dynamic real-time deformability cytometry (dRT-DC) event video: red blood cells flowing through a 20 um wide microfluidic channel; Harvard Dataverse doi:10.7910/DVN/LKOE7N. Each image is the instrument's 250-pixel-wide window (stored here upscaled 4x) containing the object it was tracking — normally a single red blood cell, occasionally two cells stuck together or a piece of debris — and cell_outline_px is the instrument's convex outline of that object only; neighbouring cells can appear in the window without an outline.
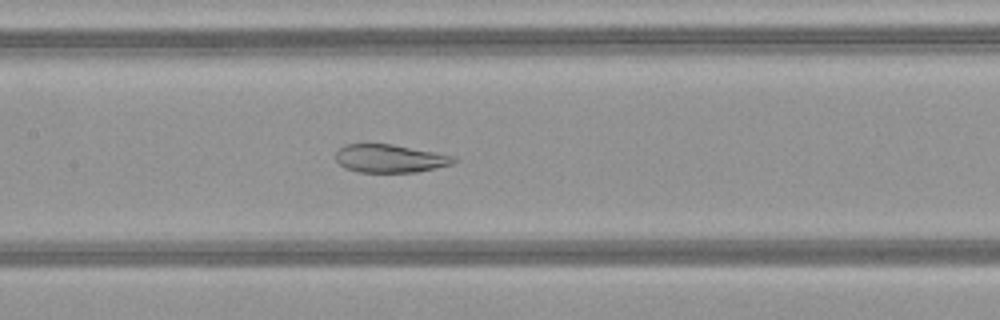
{"species": "common noctule bat (a hibernating species)", "species_latin": "Nyctalus noctula", "temperature_condition": "warm", "stored_images_in_passage": 33, "camera_frame_rate_fps": 3000, "um_per_image_px": 0.085, "animal": {"sex": "female", "body_mass_g": 21.9}, "frame": {"image": 1, "passage_image": 8, "time_ms": 2.333, "image_size_px": [1000, 320], "cell_outline_px": [[460, 160], [452, 164], [416, 172], [360, 172], [344, 168], [336, 160], [336, 152], [344, 144], [392, 144], [436, 152], [456, 156]], "centroid_in_image_um": [33.18, 13.47], "position_along_channel_um": 174.2, "area_um2": 19.42}}
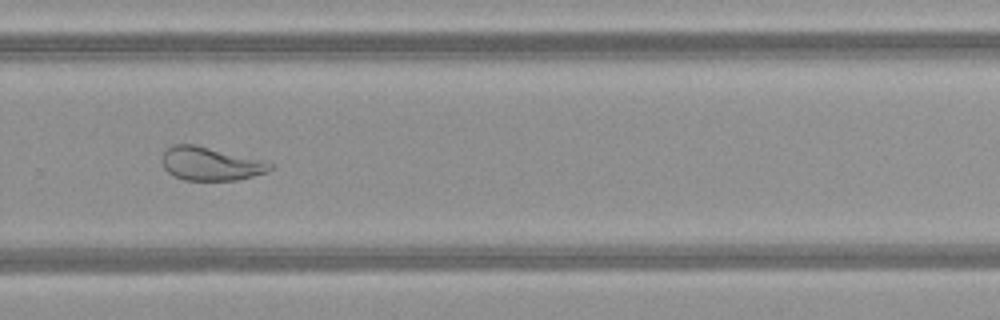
{"frame": {"image": 2, "passage_image": 18, "time_ms": 5.667, "image_size_px": [1000, 320], "cell_outline_px": [[272, 168], [268, 172], [236, 180], [184, 180], [172, 176], [164, 168], [160, 160], [160, 156], [172, 144], [196, 144], [268, 160], [272, 164]], "centroid_in_image_um": [17.9, 13.9], "position_along_channel_um": 311.9, "area_um2": 21.62}}
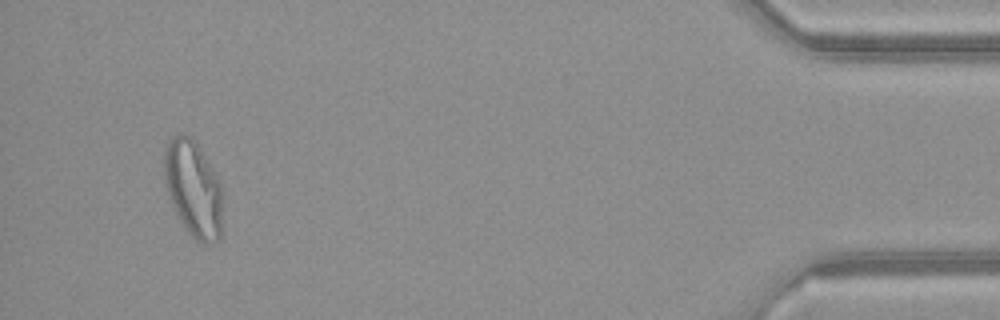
{"frame": {"image": 3, "passage_image": 31, "time_ms": 10.0, "image_size_px": [1000, 320], "cell_outline_px": [[224, 196], [220, 240], [208, 244], [200, 244], [188, 232], [176, 216], [168, 196], [164, 180], [164, 148], [168, 140], [172, 136], [180, 132], [184, 132], [192, 136], [216, 172], [220, 180], [224, 192]], "centroid_in_image_um": [16.45, 16.03], "position_along_channel_um": 418.7, "area_um2": 34.16}}